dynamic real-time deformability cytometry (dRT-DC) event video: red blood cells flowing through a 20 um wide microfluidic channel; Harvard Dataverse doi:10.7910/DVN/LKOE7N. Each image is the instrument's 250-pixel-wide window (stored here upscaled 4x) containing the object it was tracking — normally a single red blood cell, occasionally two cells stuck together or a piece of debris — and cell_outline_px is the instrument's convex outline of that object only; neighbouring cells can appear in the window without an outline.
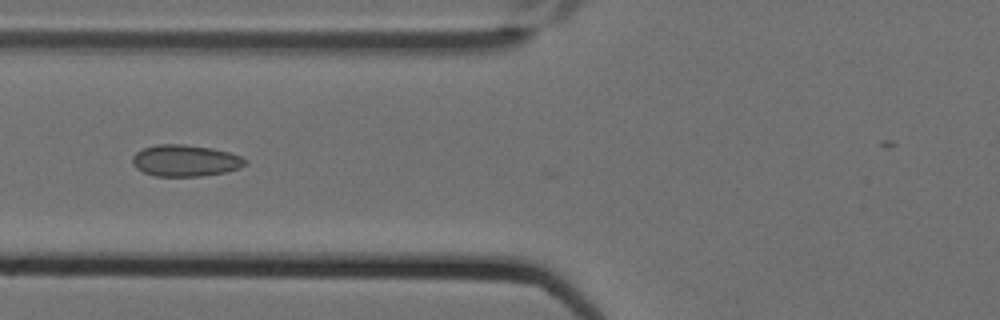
{"species": "Egyptian fruit bat (a non-hibernating species)", "species_latin": "Rousettus aegyptiacus", "temperature_condition": "cold", "stored_images_in_passage": 11, "camera_frame_rate_fps": 3000, "um_per_image_px": 0.085, "animal": {"sex": "female"}, "frame": {"image": 1, "passage_image": 9, "time_ms": 2.667, "image_size_px": [1000, 320], "cell_outline_px": [[248, 164], [240, 168], [224, 172], [200, 176], [156, 176], [144, 172], [136, 168], [132, 164], [132, 156], [136, 152], [144, 148], [156, 144], [184, 144], [212, 148], [228, 152], [240, 156], [248, 160]], "centroid_in_image_um": [15.75, 13.65], "position_along_channel_um": 110.0, "area_um2": 20.81}}
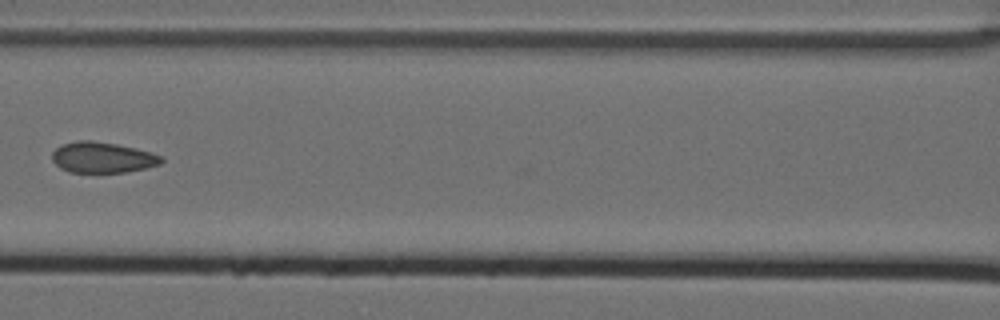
{"frame": {"image": 2, "passage_image": 10, "time_ms": 3.0, "image_size_px": [1000, 320], "cell_outline_px": [[164, 160], [160, 164], [144, 168], [124, 172], [68, 172], [60, 168], [52, 160], [52, 152], [56, 148], [64, 144], [76, 140], [92, 140], [116, 144], [136, 148], [152, 152], [164, 156]], "centroid_in_image_um": [8.72, 13.37], "position_along_channel_um": 157.9, "area_um2": 19.65}}